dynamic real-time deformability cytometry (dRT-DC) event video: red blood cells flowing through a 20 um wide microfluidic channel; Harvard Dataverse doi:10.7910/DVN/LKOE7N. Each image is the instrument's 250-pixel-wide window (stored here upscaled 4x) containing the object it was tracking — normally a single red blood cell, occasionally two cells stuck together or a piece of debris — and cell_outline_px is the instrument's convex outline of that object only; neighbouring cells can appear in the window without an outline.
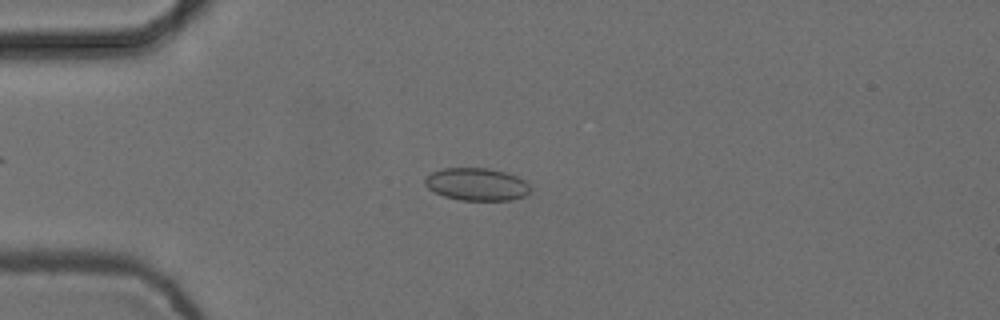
{"species": "common noctule bat (a hibernating species)", "species_latin": "Nyctalus noctula", "temperature_condition": "cold", "stored_images_in_passage": 4, "camera_frame_rate_fps": 3000, "um_per_image_px": 0.085, "animal": {"sex": "female", "body_mass_g": 24.6, "forearm_length_mm": 56.2}, "frame": {"image": 1, "passage_image": 3, "time_ms": 0.667, "image_size_px": [1000, 320], "cell_outline_px": [[532, 188], [524, 196], [512, 200], [460, 200], [444, 196], [428, 188], [424, 184], [424, 180], [432, 172], [444, 168], [488, 168], [504, 172], [516, 176], [524, 180]], "centroid_in_image_um": [40.52, 15.67], "position_along_channel_um": 44.5, "area_um2": 19.88}}